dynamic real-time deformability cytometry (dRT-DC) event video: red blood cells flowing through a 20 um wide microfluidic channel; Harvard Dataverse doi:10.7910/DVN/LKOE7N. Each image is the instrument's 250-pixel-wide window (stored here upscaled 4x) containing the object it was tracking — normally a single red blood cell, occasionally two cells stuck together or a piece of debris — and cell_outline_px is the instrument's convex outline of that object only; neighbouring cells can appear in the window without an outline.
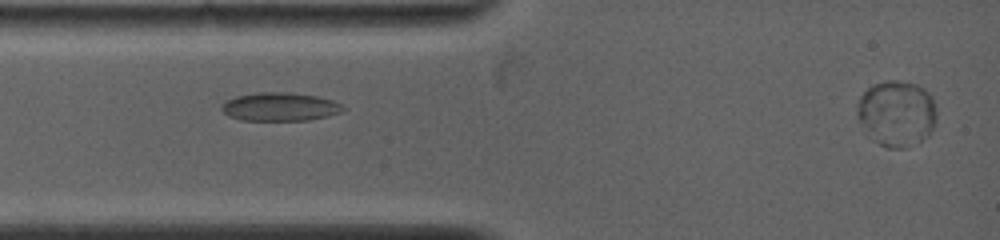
{"species": "common noctule bat (a hibernating species)", "species_latin": "Nyctalus noctula", "temperature_condition": "warm", "stored_images_in_passage": 38, "camera_frame_rate_fps": 5000, "um_per_image_px": 0.085, "animal": {"sex": "female", "body_mass_g": 19.0, "forearm_length_mm": 53.3}, "frame": {"image": 1, "passage_image": 2, "time_ms": 0.4, "image_size_px": [1000, 240], "cell_outline_px": [[348, 108], [344, 112], [328, 116], [308, 120], [240, 120], [228, 116], [220, 108], [220, 104], [236, 96], [256, 92], [288, 92], [316, 96], [332, 100]], "centroid_in_image_um": [23.81, 9.08], "position_along_channel_um": 61.2, "area_um2": 20.29}}
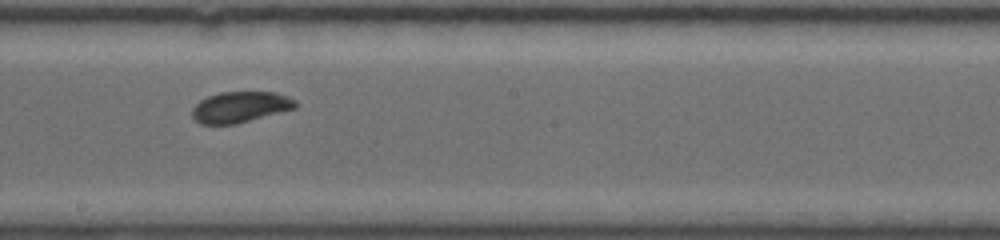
{"frame": {"image": 2, "passage_image": 16, "time_ms": 4.6, "image_size_px": [1000, 240], "cell_outline_px": [[296, 108], [236, 124], [200, 124], [192, 116], [192, 108], [200, 100], [208, 96], [220, 92], [276, 92], [288, 96], [296, 100]], "centroid_in_image_um": [20.42, 9.09], "position_along_channel_um": 227.8, "area_um2": 18.61}}
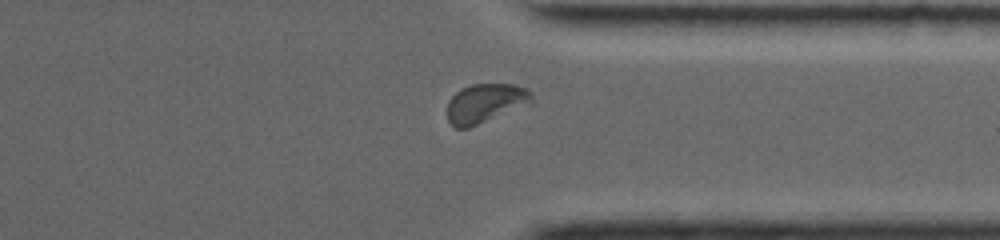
{"frame": {"image": 3, "passage_image": 30, "time_ms": 8.2, "image_size_px": [1000, 240], "cell_outline_px": [[532, 104], [468, 128], [456, 128], [448, 120], [448, 100], [460, 88], [472, 84], [512, 84], [528, 88], [532, 92]], "centroid_in_image_um": [41.29, 8.76], "position_along_channel_um": 370.1, "area_um2": 19.48}}